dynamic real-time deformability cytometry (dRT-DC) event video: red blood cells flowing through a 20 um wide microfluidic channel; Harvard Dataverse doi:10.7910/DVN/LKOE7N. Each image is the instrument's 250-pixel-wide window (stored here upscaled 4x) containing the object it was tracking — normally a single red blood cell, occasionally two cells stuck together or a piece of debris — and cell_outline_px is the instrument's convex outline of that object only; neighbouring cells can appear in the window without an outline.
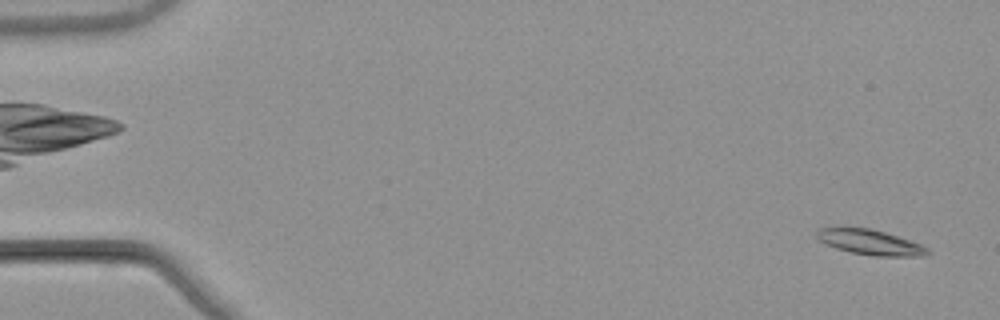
{"species": "common noctule bat (a hibernating species)", "species_latin": "Nyctalus noctula", "temperature_condition": "warm", "stored_images_in_passage": 54, "camera_frame_rate_fps": 3000, "um_per_image_px": 0.085, "animal": {"sex": "male", "body_mass_g": 21.5, "forearm_length_mm": 52.0}, "frame": {"image": 1, "passage_image": 2, "time_ms": 0.333, "image_size_px": [1000, 320], "cell_outline_px": [[932, 252], [924, 256], [872, 256], [852, 252], [836, 248], [824, 244], [816, 236], [816, 232], [820, 228], [840, 224], [848, 224], [872, 228], [920, 244], [928, 248]], "centroid_in_image_um": [73.87, 20.53], "position_along_channel_um": 11.1, "area_um2": 16.94}}
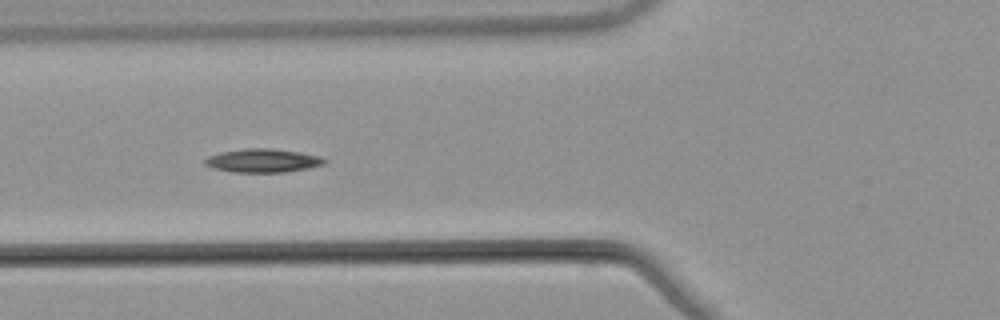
{"frame": {"image": 2, "passage_image": 21, "time_ms": 6.667, "image_size_px": [1000, 320], "cell_outline_px": [[328, 160], [324, 164], [308, 168], [284, 172], [232, 172], [212, 168], [204, 164], [204, 160], [208, 156], [220, 152], [244, 148], [272, 148], [300, 152], [320, 156]], "centroid_in_image_um": [22.33, 13.64], "position_along_channel_um": 103.5, "area_um2": 16.53}}
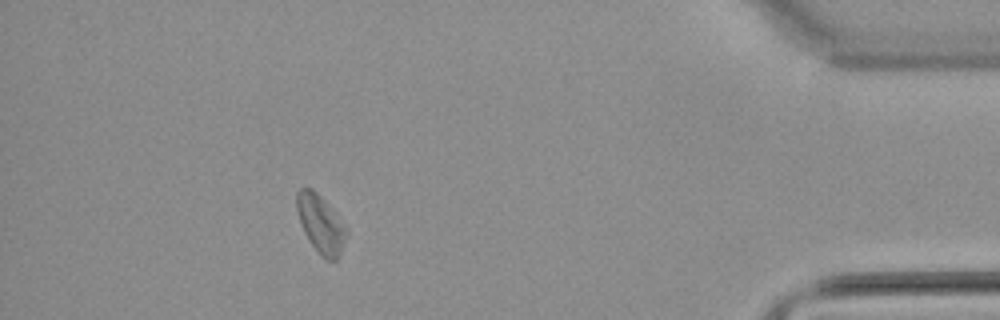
{"frame": {"image": 3, "passage_image": 49, "time_ms": 16.0, "image_size_px": [1000, 320], "cell_outline_px": [[348, 232], [340, 256], [336, 260], [328, 260], [320, 256], [304, 232], [296, 208], [296, 192], [300, 188], [312, 188], [324, 200], [348, 228]], "centroid_in_image_um": [27.27, 19.05], "position_along_channel_um": 407.9, "area_um2": 16.7}, "authors_computed_cell_mechanics": {"area_um2": 16.0684, "velocity_mm_per_s": 3.8089, "shape_relaxation_time_tau1_ms": 10.4723, "shape_relaxation_time_tau2_ms": null, "deformation_change_tau1": 0.1355, "deformation_change_tau2": null}}